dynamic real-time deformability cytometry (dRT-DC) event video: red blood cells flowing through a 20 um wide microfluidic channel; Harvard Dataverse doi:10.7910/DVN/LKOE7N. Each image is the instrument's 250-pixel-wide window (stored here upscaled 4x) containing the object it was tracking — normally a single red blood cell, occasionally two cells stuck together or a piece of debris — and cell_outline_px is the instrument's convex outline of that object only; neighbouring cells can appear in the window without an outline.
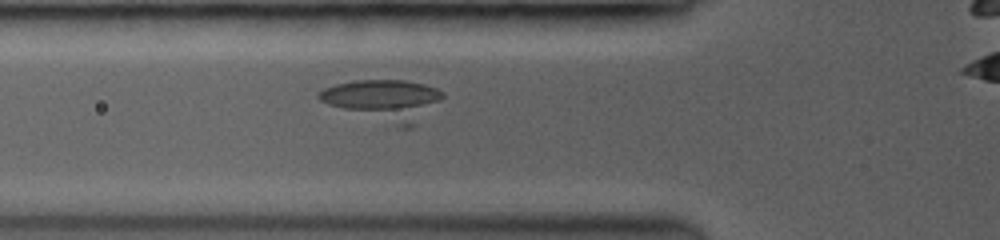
{"species": "common noctule bat (a hibernating species)", "species_latin": "Nyctalus noctula", "temperature_condition": "room temperature", "stored_images_in_passage": 39, "camera_frame_rate_fps": 3500, "um_per_image_px": 0.085, "animal": {"sex": "female", "body_mass_g": 19.0, "forearm_length_mm": 53.3}, "frame": {"image": 1, "passage_image": 7, "time_ms": 1.714, "image_size_px": [1000, 240], "cell_outline_px": [[444, 96], [408, 128], [400, 128], [328, 104], [320, 100], [316, 96], [324, 88], [336, 84], [352, 80], [404, 80], [424, 84], [436, 88]], "centroid_in_image_um": [32.58, 8.48], "position_along_channel_um": 93.2, "area_um2": 28.67}}
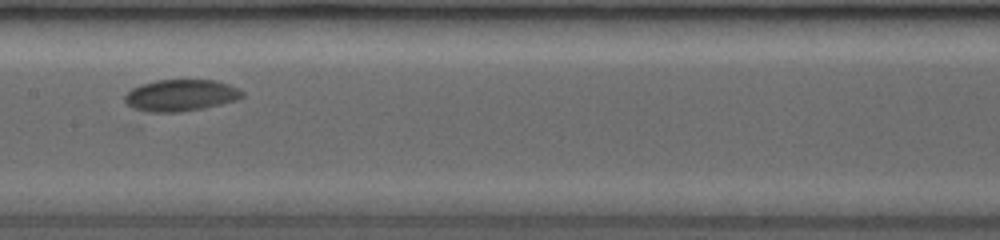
{"frame": {"image": 2, "passage_image": 16, "time_ms": 4.286, "image_size_px": [1000, 240], "cell_outline_px": [[244, 96], [236, 100], [200, 108], [172, 112], [152, 112], [136, 108], [128, 104], [124, 100], [124, 96], [132, 88], [140, 84], [156, 80], [216, 80], [228, 84], [244, 92]], "centroid_in_image_um": [15.35, 8.08], "position_along_channel_um": 192.0, "area_um2": 21.21}}
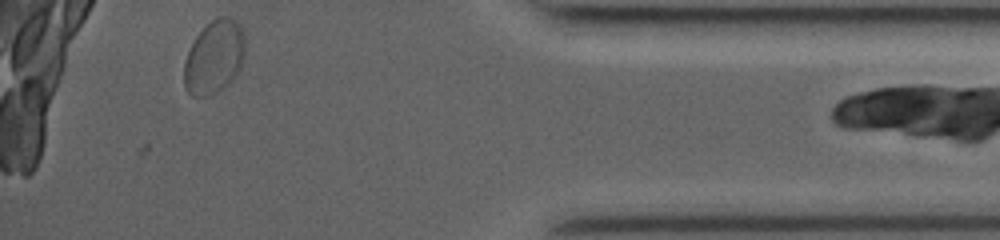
{"frame": {"image": 3, "passage_image": 39, "time_ms": 10.857, "image_size_px": [1000, 240], "cell_outline_px": [[244, 60], [236, 76], [224, 88], [208, 96], [192, 96], [184, 88], [184, 60], [196, 36], [212, 20], [220, 16], [224, 16], [232, 20], [244, 28]], "centroid_in_image_um": [18.21, 4.88], "position_along_channel_um": 417.0, "area_um2": 26.07}}